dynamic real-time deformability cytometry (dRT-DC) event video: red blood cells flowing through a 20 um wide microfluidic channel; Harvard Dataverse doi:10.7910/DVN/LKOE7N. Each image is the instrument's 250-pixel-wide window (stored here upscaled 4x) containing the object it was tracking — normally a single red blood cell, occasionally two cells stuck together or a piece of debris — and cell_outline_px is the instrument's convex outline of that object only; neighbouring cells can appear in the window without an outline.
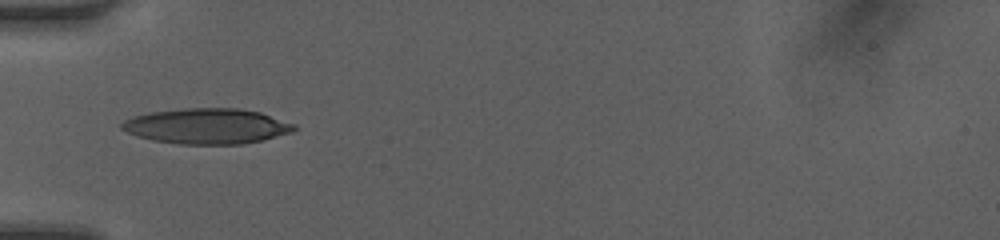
{"species": "human", "species_latin": "Homo sapiens", "temperature_condition": "room temperature", "stored_images_in_passage": 33, "camera_frame_rate_fps": 3000, "um_per_image_px": 0.085, "donor": {"sex": "female"}, "frame": {"image": 1, "passage_image": 1, "time_ms": 0.0, "image_size_px": [1000, 240], "cell_outline_px": [[296, 128], [292, 132], [244, 144], [180, 144], [152, 140], [136, 136], [120, 128], [120, 124], [124, 120], [132, 116], [152, 112], [184, 108], [240, 108], [260, 112], [296, 124]], "centroid_in_image_um": [17.57, 10.72], "position_along_channel_um": 67.4, "area_um2": 35.6}}
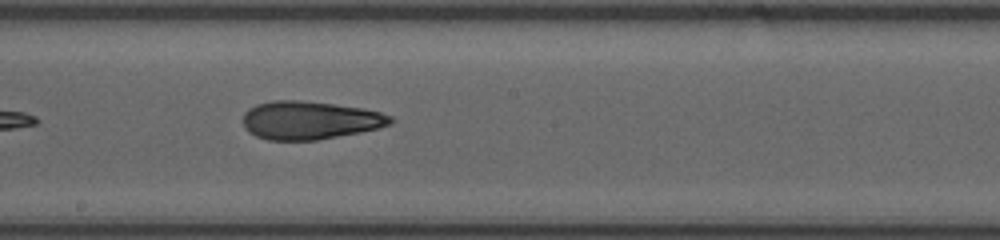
{"frame": {"image": 2, "passage_image": 12, "time_ms": 3.667, "image_size_px": [1000, 240], "cell_outline_px": [[396, 120], [392, 124], [360, 132], [316, 140], [268, 140], [256, 136], [248, 132], [244, 128], [244, 112], [248, 108], [256, 104], [272, 100], [296, 100], [332, 104], [364, 108], [380, 112], [392, 116]], "centroid_in_image_um": [26.33, 10.22], "position_along_channel_um": 221.9, "area_um2": 32.89}}
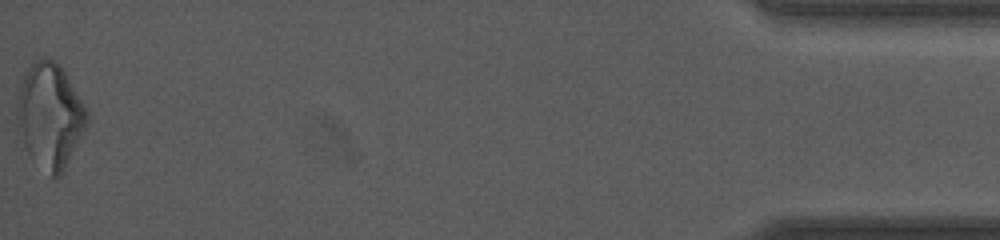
{"frame": {"image": 3, "passage_image": 33, "time_ms": 10.667, "image_size_px": [1000, 240], "cell_outline_px": [[88, 124], [64, 168], [56, 176], [52, 176], [28, 156], [16, 128], [16, 108], [20, 88], [24, 76], [28, 68], [36, 60], [44, 56], [56, 60], [60, 64], [84, 104], [88, 112]], "centroid_in_image_um": [4.22, 9.8], "position_along_channel_um": 431.0, "area_um2": 42.6}, "authors_computed_cell_mechanics": {"area_um2": 33.4084, "velocity_mm_per_s": 4.2583, "shape_relaxation_time_tau1_ms": 7.2202, "shape_relaxation_time_tau2_ms": 2.9465, "deformation_change_tau1": 0.209, "deformation_change_tau2": 0.1289}}